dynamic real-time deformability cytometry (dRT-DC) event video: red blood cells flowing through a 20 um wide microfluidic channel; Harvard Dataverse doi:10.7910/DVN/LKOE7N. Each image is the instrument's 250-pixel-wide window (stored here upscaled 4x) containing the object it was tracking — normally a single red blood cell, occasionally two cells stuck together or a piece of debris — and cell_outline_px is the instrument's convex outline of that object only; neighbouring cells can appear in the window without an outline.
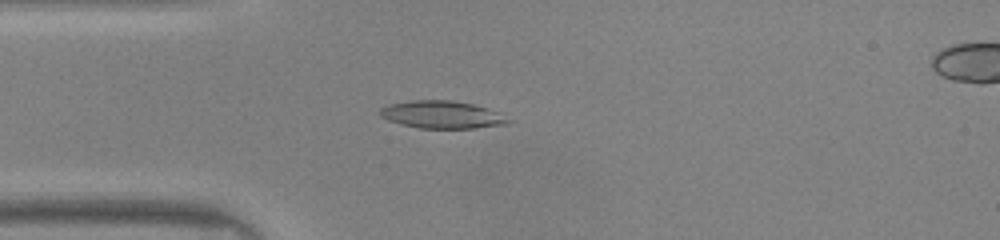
{"species": "common noctule bat (a hibernating species)", "species_latin": "Nyctalus noctula", "temperature_condition": "warm", "stored_images_in_passage": 48, "camera_frame_rate_fps": 3000, "um_per_image_px": 0.085, "animal": {"sex": "male", "body_mass_g": 20.0, "forearm_length_mm": 53.3}, "frame": {"image": 1, "passage_image": 12, "time_ms": 3.667, "image_size_px": [1000, 240], "cell_outline_px": [[512, 120], [508, 124], [476, 128], [420, 128], [388, 120], [380, 116], [380, 108], [388, 104], [412, 100], [452, 100], [472, 104], [504, 112]], "centroid_in_image_um": [37.66, 9.74], "position_along_channel_um": 47.3, "area_um2": 20.81}}
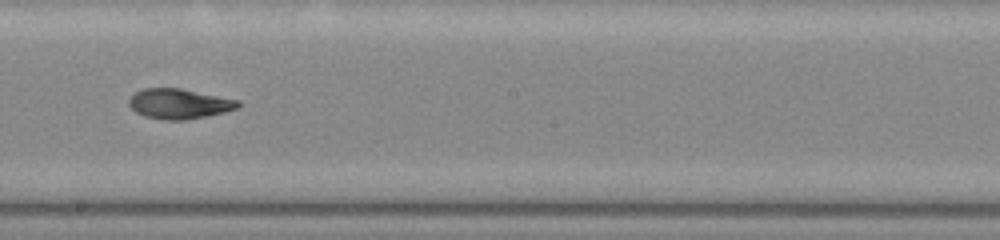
{"frame": {"image": 2, "passage_image": 26, "time_ms": 8.333, "image_size_px": [1000, 240], "cell_outline_px": [[240, 104], [236, 108], [224, 112], [184, 120], [164, 120], [144, 116], [136, 112], [128, 104], [128, 100], [136, 92], [144, 88], [180, 88], [240, 100]], "centroid_in_image_um": [15.21, 8.81], "position_along_channel_um": 233.0, "area_um2": 18.96}}
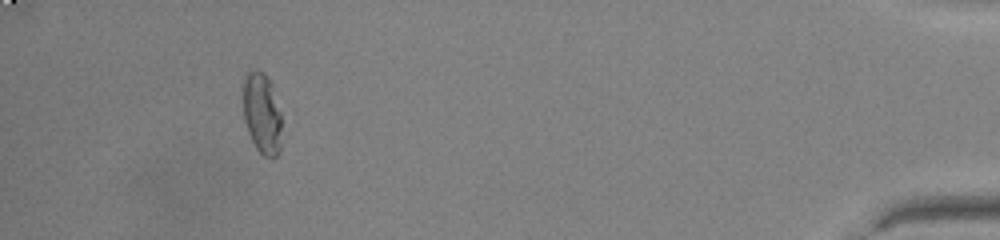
{"frame": {"image": 3, "passage_image": 44, "time_ms": 14.333, "image_size_px": [1000, 240], "cell_outline_px": [[280, 152], [272, 160], [264, 156], [256, 148], [248, 132], [244, 120], [240, 84], [244, 76], [248, 72], [256, 68], [264, 72], [272, 84], [280, 112]], "centroid_in_image_um": [22.22, 9.58], "position_along_channel_um": 413.0, "area_um2": 18.9}, "authors_computed_cell_mechanics": {"area_um2": 19.7387, "velocity_mm_per_s": 4.1738, "shape_relaxation_time_tau1_ms": 10.3574, "shape_relaxation_time_tau2_ms": 3.2579, "deformation_change_tau1": 0.2898, "deformation_change_tau2": 0.0938}}